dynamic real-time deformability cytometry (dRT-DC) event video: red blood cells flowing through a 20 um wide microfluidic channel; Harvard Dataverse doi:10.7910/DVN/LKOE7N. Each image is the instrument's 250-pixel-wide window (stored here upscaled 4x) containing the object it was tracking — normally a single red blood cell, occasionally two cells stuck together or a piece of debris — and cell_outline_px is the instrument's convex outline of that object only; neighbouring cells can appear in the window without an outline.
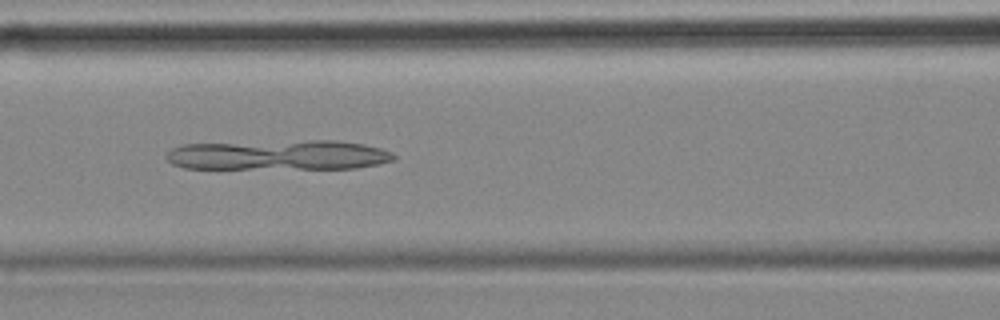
{"species": "common noctule bat (a hibernating species)", "species_latin": "Nyctalus noctula", "temperature_condition": "cold", "stored_images_in_passage": 55, "camera_frame_rate_fps": 3000, "um_per_image_px": 0.085, "animal": {"sex": "female", "body_mass_g": 18.4}, "frame": {"image": 1, "passage_image": 23, "time_ms": 7.333, "image_size_px": [1000, 320], "cell_outline_px": [[396, 160], [356, 168], [184, 168], [172, 164], [164, 156], [172, 148], [184, 144], [312, 140], [336, 140], [364, 144], [380, 148], [392, 152], [396, 156]], "centroid_in_image_um": [23.69, 13.17], "position_along_channel_um": 142.9, "area_um2": 39.71}}
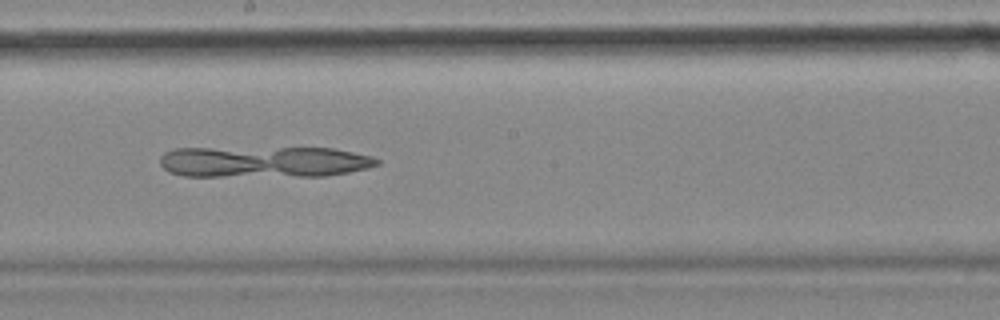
{"frame": {"image": 2, "passage_image": 30, "time_ms": 9.667, "image_size_px": [1000, 320], "cell_outline_px": [[380, 164], [368, 168], [348, 172], [324, 176], [184, 176], [168, 172], [160, 164], [160, 156], [164, 152], [176, 148], [332, 148], [372, 156], [380, 160]], "centroid_in_image_um": [22.42, 13.76], "position_along_channel_um": 225.8, "area_um2": 39.65}}
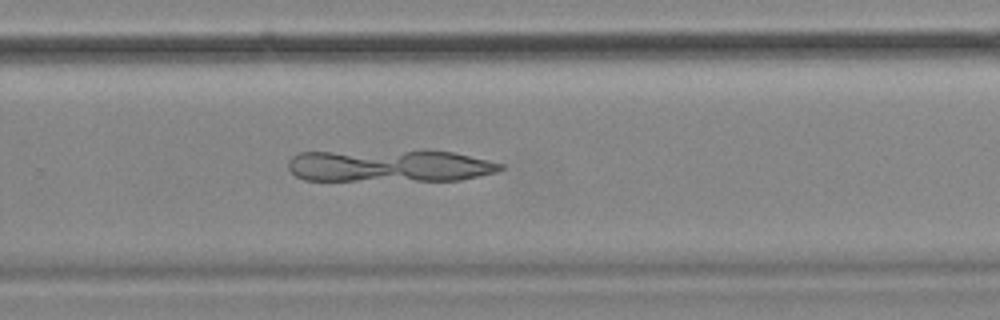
{"frame": {"image": 3, "passage_image": 36, "time_ms": 11.667, "image_size_px": [1000, 320], "cell_outline_px": [[504, 168], [496, 172], [460, 180], [304, 180], [296, 176], [288, 168], [288, 160], [292, 156], [300, 152], [424, 148], [452, 152], [488, 160], [504, 164]], "centroid_in_image_um": [33.1, 14.05], "position_along_channel_um": 296.7, "area_um2": 41.21}}